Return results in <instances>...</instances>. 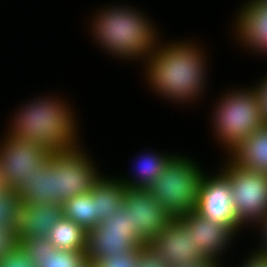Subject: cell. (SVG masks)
Here are the masks:
<instances>
[{"instance_id": "6da1fadb", "label": "cell", "mask_w": 267, "mask_h": 267, "mask_svg": "<svg viewBox=\"0 0 267 267\" xmlns=\"http://www.w3.org/2000/svg\"><path fill=\"white\" fill-rule=\"evenodd\" d=\"M161 40L144 61L148 85L156 91L155 94L173 103L186 105L195 101L196 104L208 84L204 50L198 42L193 44L189 39L168 41L167 44Z\"/></svg>"}, {"instance_id": "7a4b0ae2", "label": "cell", "mask_w": 267, "mask_h": 267, "mask_svg": "<svg viewBox=\"0 0 267 267\" xmlns=\"http://www.w3.org/2000/svg\"><path fill=\"white\" fill-rule=\"evenodd\" d=\"M62 99L53 95H39L32 101L28 100L15 112L16 115L13 114L4 135L35 142L53 153L80 147L76 113L71 104Z\"/></svg>"}, {"instance_id": "3957f363", "label": "cell", "mask_w": 267, "mask_h": 267, "mask_svg": "<svg viewBox=\"0 0 267 267\" xmlns=\"http://www.w3.org/2000/svg\"><path fill=\"white\" fill-rule=\"evenodd\" d=\"M103 8L94 14L89 26L97 46L120 60H147L160 41L155 24L128 4Z\"/></svg>"}, {"instance_id": "277c9868", "label": "cell", "mask_w": 267, "mask_h": 267, "mask_svg": "<svg viewBox=\"0 0 267 267\" xmlns=\"http://www.w3.org/2000/svg\"><path fill=\"white\" fill-rule=\"evenodd\" d=\"M242 88L227 90L212 108V133L227 153L265 125L254 85Z\"/></svg>"}, {"instance_id": "5b68a950", "label": "cell", "mask_w": 267, "mask_h": 267, "mask_svg": "<svg viewBox=\"0 0 267 267\" xmlns=\"http://www.w3.org/2000/svg\"><path fill=\"white\" fill-rule=\"evenodd\" d=\"M200 166L193 158L176 154L148 187L156 202L174 219L196 210L200 182L206 172Z\"/></svg>"}, {"instance_id": "8992f818", "label": "cell", "mask_w": 267, "mask_h": 267, "mask_svg": "<svg viewBox=\"0 0 267 267\" xmlns=\"http://www.w3.org/2000/svg\"><path fill=\"white\" fill-rule=\"evenodd\" d=\"M219 169L231 184L232 203L238 223L248 228L267 214V175L236 166L225 158Z\"/></svg>"}, {"instance_id": "52a82bcc", "label": "cell", "mask_w": 267, "mask_h": 267, "mask_svg": "<svg viewBox=\"0 0 267 267\" xmlns=\"http://www.w3.org/2000/svg\"><path fill=\"white\" fill-rule=\"evenodd\" d=\"M89 156L82 147L52 153L49 162L53 165V175H56V204L91 191L101 172Z\"/></svg>"}, {"instance_id": "ba28073f", "label": "cell", "mask_w": 267, "mask_h": 267, "mask_svg": "<svg viewBox=\"0 0 267 267\" xmlns=\"http://www.w3.org/2000/svg\"><path fill=\"white\" fill-rule=\"evenodd\" d=\"M131 212L121 205L111 217L104 219L87 233V261L92 265L97 259L112 254L140 249L145 243L132 230Z\"/></svg>"}, {"instance_id": "9c48e42d", "label": "cell", "mask_w": 267, "mask_h": 267, "mask_svg": "<svg viewBox=\"0 0 267 267\" xmlns=\"http://www.w3.org/2000/svg\"><path fill=\"white\" fill-rule=\"evenodd\" d=\"M2 141V142H1ZM0 141V172L6 186L16 190L38 168L49 162L52 151L32 141L3 137Z\"/></svg>"}, {"instance_id": "30bf717a", "label": "cell", "mask_w": 267, "mask_h": 267, "mask_svg": "<svg viewBox=\"0 0 267 267\" xmlns=\"http://www.w3.org/2000/svg\"><path fill=\"white\" fill-rule=\"evenodd\" d=\"M215 175L204 173L198 190L196 212L207 219L231 228L236 234L243 227L238 223L232 203L231 184L219 170Z\"/></svg>"}, {"instance_id": "8fae6325", "label": "cell", "mask_w": 267, "mask_h": 267, "mask_svg": "<svg viewBox=\"0 0 267 267\" xmlns=\"http://www.w3.org/2000/svg\"><path fill=\"white\" fill-rule=\"evenodd\" d=\"M122 206L131 212L132 230L145 244L174 219L148 188L126 187Z\"/></svg>"}, {"instance_id": "7c38bea8", "label": "cell", "mask_w": 267, "mask_h": 267, "mask_svg": "<svg viewBox=\"0 0 267 267\" xmlns=\"http://www.w3.org/2000/svg\"><path fill=\"white\" fill-rule=\"evenodd\" d=\"M148 245L152 247L170 267L192 263L206 257L194 244L193 232L179 220L173 219Z\"/></svg>"}, {"instance_id": "4fadbf2b", "label": "cell", "mask_w": 267, "mask_h": 267, "mask_svg": "<svg viewBox=\"0 0 267 267\" xmlns=\"http://www.w3.org/2000/svg\"><path fill=\"white\" fill-rule=\"evenodd\" d=\"M243 4L234 21L236 42L247 51L267 56V3L246 0Z\"/></svg>"}, {"instance_id": "5bb4252c", "label": "cell", "mask_w": 267, "mask_h": 267, "mask_svg": "<svg viewBox=\"0 0 267 267\" xmlns=\"http://www.w3.org/2000/svg\"><path fill=\"white\" fill-rule=\"evenodd\" d=\"M178 219L193 232L194 244L208 258L221 260L223 252L227 251L236 236L231 228L211 221L196 211Z\"/></svg>"}, {"instance_id": "9a60e30c", "label": "cell", "mask_w": 267, "mask_h": 267, "mask_svg": "<svg viewBox=\"0 0 267 267\" xmlns=\"http://www.w3.org/2000/svg\"><path fill=\"white\" fill-rule=\"evenodd\" d=\"M62 217V204L22 202L17 208L13 229L19 240L46 237L53 225Z\"/></svg>"}, {"instance_id": "2e32d148", "label": "cell", "mask_w": 267, "mask_h": 267, "mask_svg": "<svg viewBox=\"0 0 267 267\" xmlns=\"http://www.w3.org/2000/svg\"><path fill=\"white\" fill-rule=\"evenodd\" d=\"M226 156L236 166L267 175V124L255 130Z\"/></svg>"}, {"instance_id": "e0dca14e", "label": "cell", "mask_w": 267, "mask_h": 267, "mask_svg": "<svg viewBox=\"0 0 267 267\" xmlns=\"http://www.w3.org/2000/svg\"><path fill=\"white\" fill-rule=\"evenodd\" d=\"M15 191L20 200L27 204H56V175H53V165L48 162L43 168H38Z\"/></svg>"}, {"instance_id": "ac0fdd59", "label": "cell", "mask_w": 267, "mask_h": 267, "mask_svg": "<svg viewBox=\"0 0 267 267\" xmlns=\"http://www.w3.org/2000/svg\"><path fill=\"white\" fill-rule=\"evenodd\" d=\"M125 189V185L118 177H106L105 174H101L95 180L90 192L96 201L97 225L104 219L111 217L121 207Z\"/></svg>"}, {"instance_id": "d6986e66", "label": "cell", "mask_w": 267, "mask_h": 267, "mask_svg": "<svg viewBox=\"0 0 267 267\" xmlns=\"http://www.w3.org/2000/svg\"><path fill=\"white\" fill-rule=\"evenodd\" d=\"M156 151H148L140 157L138 156L139 161L135 162V168L133 175H130L129 178L119 177L121 182L125 187L129 188H148L159 174H161L169 162V160L175 155L171 154H162ZM136 171V172H135ZM135 172V173H134ZM132 178V179H131Z\"/></svg>"}, {"instance_id": "ffe728a7", "label": "cell", "mask_w": 267, "mask_h": 267, "mask_svg": "<svg viewBox=\"0 0 267 267\" xmlns=\"http://www.w3.org/2000/svg\"><path fill=\"white\" fill-rule=\"evenodd\" d=\"M87 233L83 227L63 216L46 238L58 250L86 251Z\"/></svg>"}, {"instance_id": "44dd1931", "label": "cell", "mask_w": 267, "mask_h": 267, "mask_svg": "<svg viewBox=\"0 0 267 267\" xmlns=\"http://www.w3.org/2000/svg\"><path fill=\"white\" fill-rule=\"evenodd\" d=\"M63 216L87 232L97 227L96 201L91 192L77 195L62 204Z\"/></svg>"}, {"instance_id": "7402d4cb", "label": "cell", "mask_w": 267, "mask_h": 267, "mask_svg": "<svg viewBox=\"0 0 267 267\" xmlns=\"http://www.w3.org/2000/svg\"><path fill=\"white\" fill-rule=\"evenodd\" d=\"M86 251L58 250L55 247L48 251L36 267H89Z\"/></svg>"}, {"instance_id": "603a6c76", "label": "cell", "mask_w": 267, "mask_h": 267, "mask_svg": "<svg viewBox=\"0 0 267 267\" xmlns=\"http://www.w3.org/2000/svg\"><path fill=\"white\" fill-rule=\"evenodd\" d=\"M21 203L20 197L13 188L6 186L0 192V227L14 228L17 208Z\"/></svg>"}, {"instance_id": "cb8c5ba5", "label": "cell", "mask_w": 267, "mask_h": 267, "mask_svg": "<svg viewBox=\"0 0 267 267\" xmlns=\"http://www.w3.org/2000/svg\"><path fill=\"white\" fill-rule=\"evenodd\" d=\"M20 246L34 262L35 266L39 265L43 258L48 254V251L53 248V245L46 237H38L34 239L23 238L20 240Z\"/></svg>"}, {"instance_id": "d4e9b609", "label": "cell", "mask_w": 267, "mask_h": 267, "mask_svg": "<svg viewBox=\"0 0 267 267\" xmlns=\"http://www.w3.org/2000/svg\"><path fill=\"white\" fill-rule=\"evenodd\" d=\"M138 251L132 249L126 253L112 254L111 256L97 259L92 267H138Z\"/></svg>"}, {"instance_id": "484cf974", "label": "cell", "mask_w": 267, "mask_h": 267, "mask_svg": "<svg viewBox=\"0 0 267 267\" xmlns=\"http://www.w3.org/2000/svg\"><path fill=\"white\" fill-rule=\"evenodd\" d=\"M20 246V240L11 227H0V262Z\"/></svg>"}, {"instance_id": "4316f807", "label": "cell", "mask_w": 267, "mask_h": 267, "mask_svg": "<svg viewBox=\"0 0 267 267\" xmlns=\"http://www.w3.org/2000/svg\"><path fill=\"white\" fill-rule=\"evenodd\" d=\"M138 267H170L167 262L148 244L138 251Z\"/></svg>"}, {"instance_id": "83f0119b", "label": "cell", "mask_w": 267, "mask_h": 267, "mask_svg": "<svg viewBox=\"0 0 267 267\" xmlns=\"http://www.w3.org/2000/svg\"><path fill=\"white\" fill-rule=\"evenodd\" d=\"M0 267H36L27 253L19 246L12 254L3 258Z\"/></svg>"}, {"instance_id": "f1b7e54d", "label": "cell", "mask_w": 267, "mask_h": 267, "mask_svg": "<svg viewBox=\"0 0 267 267\" xmlns=\"http://www.w3.org/2000/svg\"><path fill=\"white\" fill-rule=\"evenodd\" d=\"M260 81L257 82V84H254V88L258 94L259 104L262 108V117L265 121V124H267V75L263 76Z\"/></svg>"}, {"instance_id": "f546056e", "label": "cell", "mask_w": 267, "mask_h": 267, "mask_svg": "<svg viewBox=\"0 0 267 267\" xmlns=\"http://www.w3.org/2000/svg\"><path fill=\"white\" fill-rule=\"evenodd\" d=\"M253 226L254 228L257 227V229L260 228V230L258 231H260L259 234L262 237V240L260 243L261 245H259L260 247L252 251H256L262 255L267 256V214L261 220H258Z\"/></svg>"}, {"instance_id": "4dcf8cb0", "label": "cell", "mask_w": 267, "mask_h": 267, "mask_svg": "<svg viewBox=\"0 0 267 267\" xmlns=\"http://www.w3.org/2000/svg\"><path fill=\"white\" fill-rule=\"evenodd\" d=\"M248 256L239 267H267V256L256 251L248 254Z\"/></svg>"}, {"instance_id": "1f68e13d", "label": "cell", "mask_w": 267, "mask_h": 267, "mask_svg": "<svg viewBox=\"0 0 267 267\" xmlns=\"http://www.w3.org/2000/svg\"><path fill=\"white\" fill-rule=\"evenodd\" d=\"M220 263H221V260H218L215 258L203 257L192 263H186V264L175 266V267H222L223 265H221Z\"/></svg>"}, {"instance_id": "d6a6232c", "label": "cell", "mask_w": 267, "mask_h": 267, "mask_svg": "<svg viewBox=\"0 0 267 267\" xmlns=\"http://www.w3.org/2000/svg\"><path fill=\"white\" fill-rule=\"evenodd\" d=\"M6 187L5 182L2 180V175L0 172V192Z\"/></svg>"}, {"instance_id": "836d02e7", "label": "cell", "mask_w": 267, "mask_h": 267, "mask_svg": "<svg viewBox=\"0 0 267 267\" xmlns=\"http://www.w3.org/2000/svg\"><path fill=\"white\" fill-rule=\"evenodd\" d=\"M258 1H261V2L267 3V0H258Z\"/></svg>"}]
</instances>
